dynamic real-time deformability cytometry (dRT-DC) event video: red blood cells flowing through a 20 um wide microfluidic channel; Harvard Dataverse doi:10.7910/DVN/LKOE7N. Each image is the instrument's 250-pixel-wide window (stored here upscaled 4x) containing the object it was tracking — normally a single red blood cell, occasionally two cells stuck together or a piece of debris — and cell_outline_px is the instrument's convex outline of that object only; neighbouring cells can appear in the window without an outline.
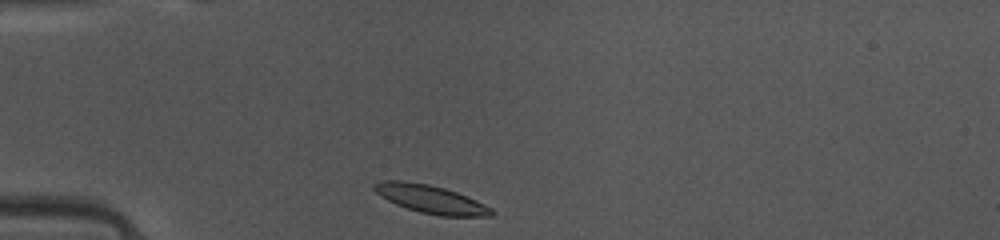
{"species": "common noctule bat (a hibernating species)", "species_latin": "Nyctalus noctula", "temperature_condition": "warm", "stored_images_in_passage": 36, "camera_frame_rate_fps": 3000, "um_per_image_px": 0.085, "animal": {"sex": "female", "body_mass_g": 10.0, "forearm_length_mm": 53.1}, "frame": {"image": 1, "passage_image": 1, "time_ms": 0.0, "image_size_px": [1000, 240], "cell_outline_px": [[496, 212], [492, 216], [440, 216], [420, 212], [396, 204], [380, 196], [372, 188], [372, 184], [380, 180], [404, 180], [428, 184], [444, 188], [456, 192], [476, 200], [492, 208]], "centroid_in_image_um": [36.59, 16.92], "position_along_channel_um": 48.4, "area_um2": 19.31}}
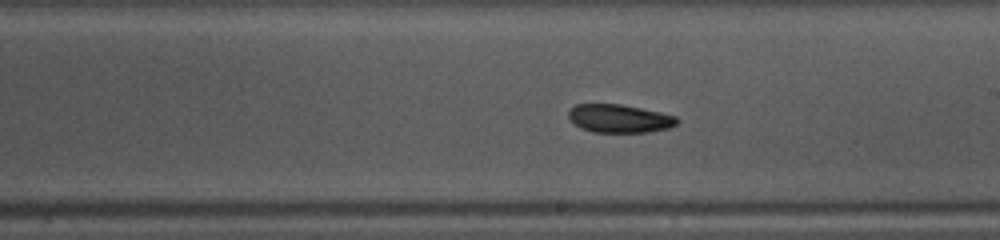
{"frame": {"image": 2, "passage_image": 16, "time_ms": 5.0, "image_size_px": [1000, 240], "cell_outline_px": [[680, 120], [676, 124], [668, 128], [648, 132], [592, 132], [580, 128], [568, 116], [568, 112], [576, 104], [620, 104], [660, 112], [676, 116]], "centroid_in_image_um": [52.66, 10.07], "position_along_channel_um": 236.3, "area_um2": 17.74}}
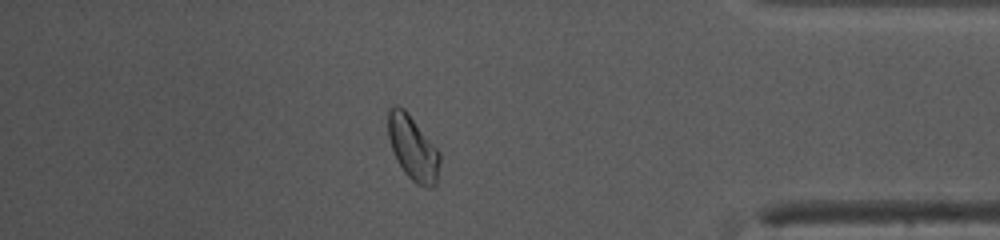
{"frame": {"image": 3, "passage_image": 30, "time_ms": 9.667, "image_size_px": [1000, 240], "cell_outline_px": [[440, 164], [436, 184], [432, 188], [428, 188], [416, 184], [404, 172], [392, 148], [388, 136], [388, 108], [392, 104], [396, 104], [404, 108], [408, 112], [440, 152]], "centroid_in_image_um": [35.1, 12.56], "position_along_channel_um": 400.1, "area_um2": 19.48}, "authors_computed_cell_mechanics": {"area_um2": 18.5827, "velocity_mm_per_s": 4.0941, "shape_relaxation_time_tau1_ms": 3.8858, "shape_relaxation_time_tau2_ms": null, "deformation_change_tau1": 0.122, "deformation_change_tau2": null}}